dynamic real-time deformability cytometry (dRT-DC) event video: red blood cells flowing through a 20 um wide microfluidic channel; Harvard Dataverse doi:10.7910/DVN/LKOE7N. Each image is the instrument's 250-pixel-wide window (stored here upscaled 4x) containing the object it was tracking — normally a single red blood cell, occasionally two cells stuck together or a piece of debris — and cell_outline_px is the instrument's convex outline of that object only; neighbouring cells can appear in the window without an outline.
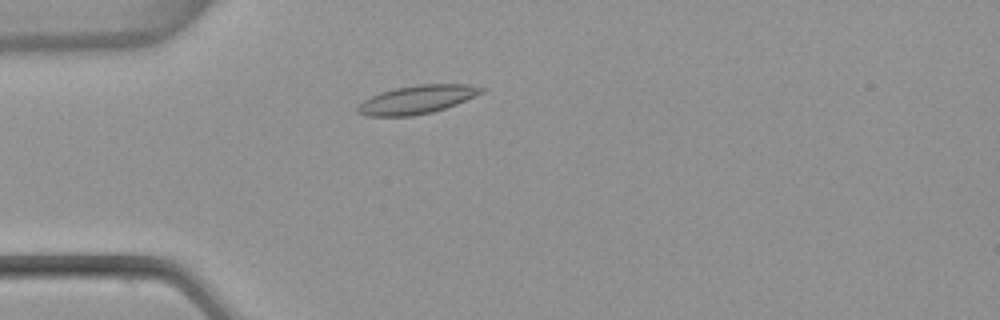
{"species": "common noctule bat (a hibernating species)", "species_latin": "Nyctalus noctula", "temperature_condition": "warm", "stored_images_in_passage": 3, "camera_frame_rate_fps": 3000, "um_per_image_px": 0.085, "animal": {"sex": "female", "body_mass_g": 22.7, "forearm_length_mm": 54.2}, "frame": {"image": 1, "passage_image": 3, "time_ms": 0.667, "image_size_px": [1000, 320], "cell_outline_px": [[484, 92], [456, 104], [432, 112], [412, 116], [364, 116], [356, 112], [356, 108], [364, 100], [380, 92], [396, 88], [420, 84], [468, 84], [484, 88]], "centroid_in_image_um": [35.42, 8.46], "position_along_channel_um": 49.6, "area_um2": 20.35}}